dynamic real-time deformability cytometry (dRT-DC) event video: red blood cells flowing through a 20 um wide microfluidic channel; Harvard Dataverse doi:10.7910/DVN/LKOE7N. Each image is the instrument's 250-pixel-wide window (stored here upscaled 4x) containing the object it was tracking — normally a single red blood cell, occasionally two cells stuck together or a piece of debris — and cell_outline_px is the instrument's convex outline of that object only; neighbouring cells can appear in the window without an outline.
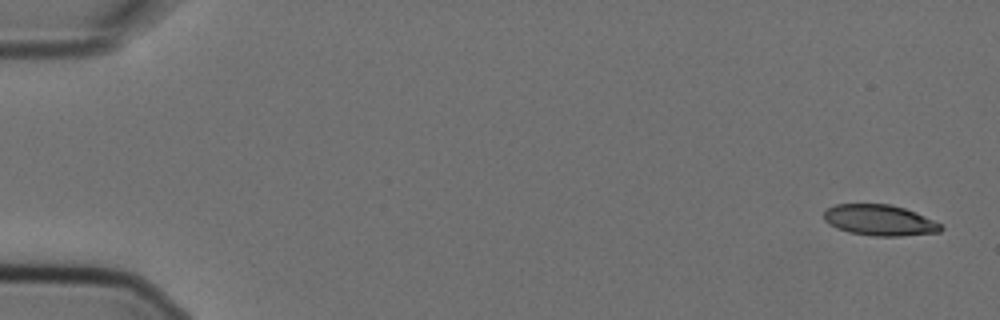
{"species": "Egyptian fruit bat (a non-hibernating species)", "species_latin": "Rousettus aegyptiacus", "temperature_condition": "cold", "stored_images_in_passage": 5, "camera_frame_rate_fps": 3000, "um_per_image_px": 0.085, "animal": {"sex": "female"}, "frame": {"image": 1, "passage_image": 1, "time_ms": 0.0, "image_size_px": [1000, 320], "cell_outline_px": [[944, 228], [940, 232], [900, 236], [872, 236], [848, 232], [836, 228], [828, 224], [824, 220], [824, 212], [828, 208], [836, 204], [888, 204], [904, 208], [916, 212], [940, 224]], "centroid_in_image_um": [74.74, 18.72], "position_along_channel_um": 10.3, "area_um2": 21.04}}
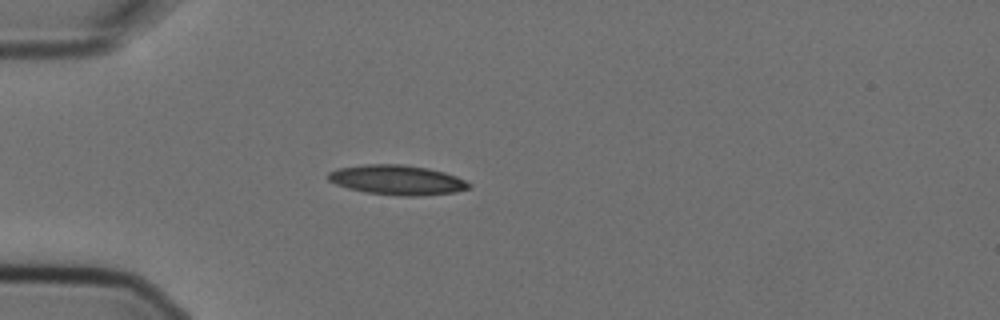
{"frame": {"image": 2, "passage_image": 5, "time_ms": 1.333, "image_size_px": [1000, 320], "cell_outline_px": [[472, 184], [468, 188], [456, 192], [416, 196], [400, 196], [364, 192], [348, 188], [336, 184], [328, 180], [328, 172], [336, 168], [364, 164], [404, 164], [428, 168], [444, 172], [456, 176]], "centroid_in_image_um": [33.73, 15.29], "position_along_channel_um": 51.3, "area_um2": 24.51}}